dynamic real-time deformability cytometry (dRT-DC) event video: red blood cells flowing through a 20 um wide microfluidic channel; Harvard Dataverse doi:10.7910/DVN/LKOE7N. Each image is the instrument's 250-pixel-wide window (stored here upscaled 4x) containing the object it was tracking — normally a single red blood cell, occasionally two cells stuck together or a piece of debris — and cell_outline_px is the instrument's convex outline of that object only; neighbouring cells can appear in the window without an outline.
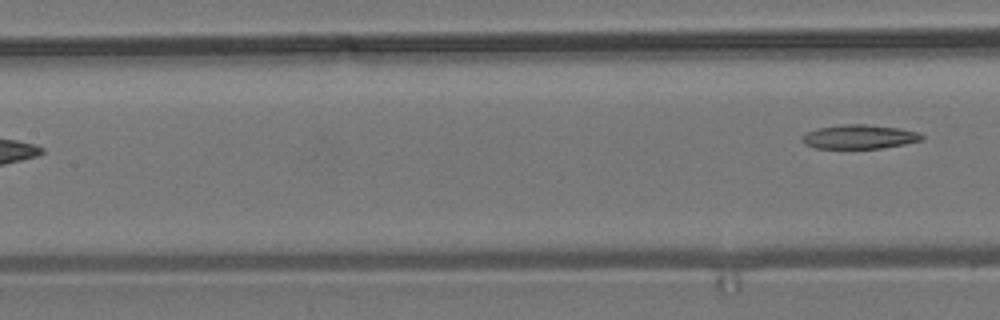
{"species": "common noctule bat (a hibernating species)", "species_latin": "Nyctalus noctula", "temperature_condition": "room temperature", "stored_images_in_passage": 4, "segment_of_instrument_passage": [2, 2], "camera_frame_rate_fps": 3000, "um_per_image_px": 0.085, "animal": {"sex": "male", "body_mass_g": 19.2, "forearm_length_mm": 51.8}, "frame": {"image": 1, "passage_image": 4, "time_ms": 3.667, "image_size_px": [1000, 320], "cell_outline_px": [[924, 140], [904, 144], [880, 148], [816, 148], [804, 144], [800, 140], [800, 136], [804, 132], [816, 128], [840, 124], [864, 124], [900, 128], [916, 132], [924, 136]], "centroid_in_image_um": [72.97, 11.62], "position_along_channel_um": 134.4, "area_um2": 16.99}}